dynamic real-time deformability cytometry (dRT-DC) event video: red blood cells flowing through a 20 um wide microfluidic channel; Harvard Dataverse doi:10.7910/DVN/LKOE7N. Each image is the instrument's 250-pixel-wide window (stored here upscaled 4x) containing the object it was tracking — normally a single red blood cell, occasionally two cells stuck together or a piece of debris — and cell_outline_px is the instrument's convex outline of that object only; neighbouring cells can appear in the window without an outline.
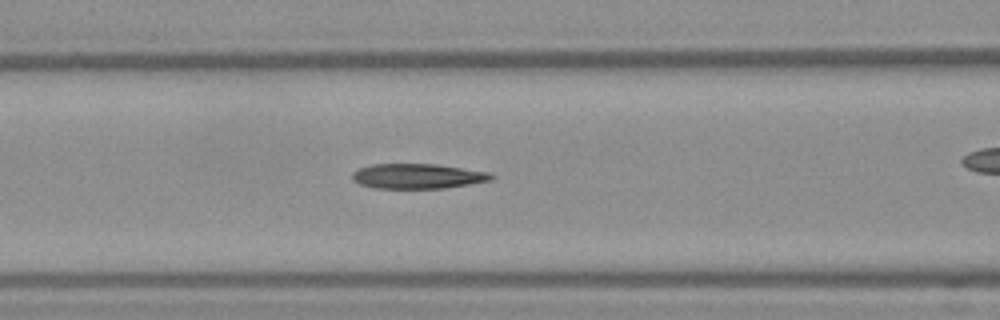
{"species": "Egyptian fruit bat (a non-hibernating species)", "species_latin": "Rousettus aegyptiacus", "temperature_condition": "warm", "stored_images_in_passage": 34, "camera_frame_rate_fps": 3000, "um_per_image_px": 0.085, "frame": {"image": 1, "passage_image": 7, "time_ms": 2.0, "image_size_px": [1000, 320], "cell_outline_px": [[496, 176], [492, 180], [444, 188], [372, 188], [360, 184], [352, 180], [352, 172], [360, 168], [372, 164], [436, 164], [492, 172]], "centroid_in_image_um": [35.52, 14.97], "position_along_channel_um": 131.1, "area_um2": 20.35}}
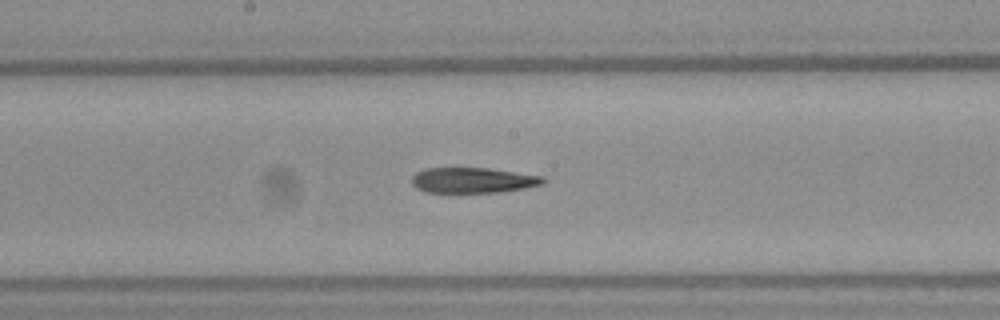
{"frame": {"image": 2, "passage_image": 12, "time_ms": 3.667, "image_size_px": [1000, 320], "cell_outline_px": [[544, 184], [524, 188], [500, 192], [428, 192], [416, 188], [412, 184], [412, 176], [416, 172], [424, 168], [488, 168], [544, 176]], "centroid_in_image_um": [40.19, 15.31], "position_along_channel_um": 208.0, "area_um2": 19.42}}
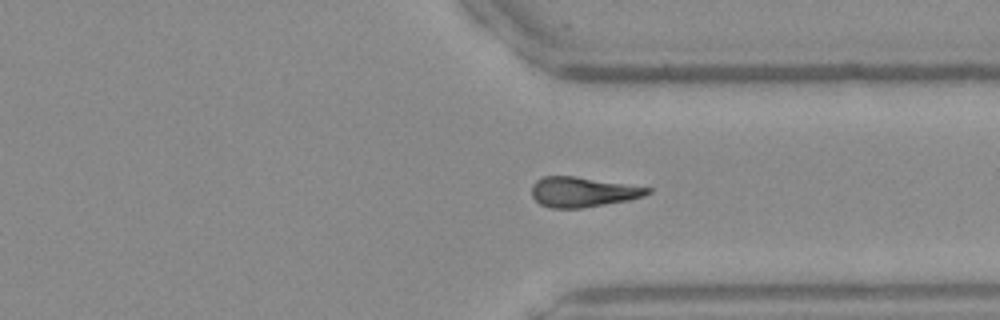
{"frame": {"image": 3, "passage_image": 22, "time_ms": 7.0, "image_size_px": [1000, 320], "cell_outline_px": [[652, 192], [644, 196], [628, 200], [580, 208], [552, 208], [540, 204], [532, 196], [532, 184], [536, 180], [544, 176], [576, 176], [652, 188]], "centroid_in_image_um": [49.53, 16.31], "position_along_channel_um": 361.9, "area_um2": 20.17}}